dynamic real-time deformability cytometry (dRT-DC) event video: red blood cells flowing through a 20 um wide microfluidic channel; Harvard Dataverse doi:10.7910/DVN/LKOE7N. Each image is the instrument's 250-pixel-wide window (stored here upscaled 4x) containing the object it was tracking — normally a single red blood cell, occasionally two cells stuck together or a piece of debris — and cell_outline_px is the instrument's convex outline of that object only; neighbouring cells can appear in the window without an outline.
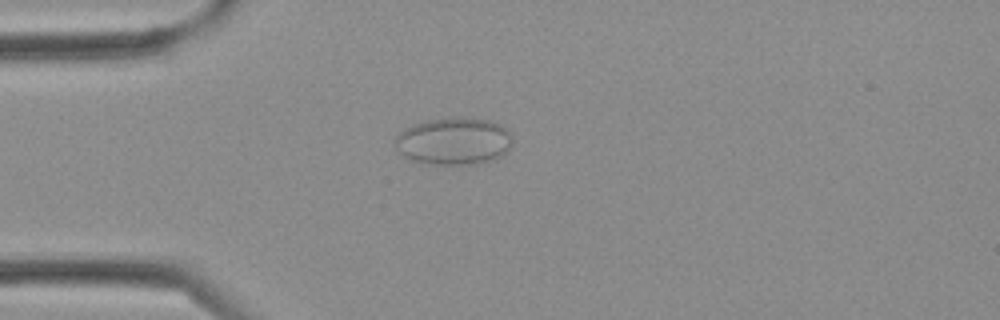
{"species": "Egyptian fruit bat (a non-hibernating species)", "species_latin": "Rousettus aegyptiacus", "temperature_condition": "cold", "stored_images_in_passage": 3, "camera_frame_rate_fps": 3000, "um_per_image_px": 0.085, "frame": {"image": 1, "passage_image": 3, "time_ms": 0.667, "image_size_px": [1000, 320], "cell_outline_px": [[512, 144], [508, 152], [492, 160], [476, 164], [432, 164], [412, 160], [404, 156], [396, 148], [392, 140], [404, 128], [412, 124], [428, 120], [452, 116], [468, 116], [488, 120], [500, 124], [512, 132]], "centroid_in_image_um": [38.59, 11.97], "position_along_channel_um": 46.4, "area_um2": 33.06}}